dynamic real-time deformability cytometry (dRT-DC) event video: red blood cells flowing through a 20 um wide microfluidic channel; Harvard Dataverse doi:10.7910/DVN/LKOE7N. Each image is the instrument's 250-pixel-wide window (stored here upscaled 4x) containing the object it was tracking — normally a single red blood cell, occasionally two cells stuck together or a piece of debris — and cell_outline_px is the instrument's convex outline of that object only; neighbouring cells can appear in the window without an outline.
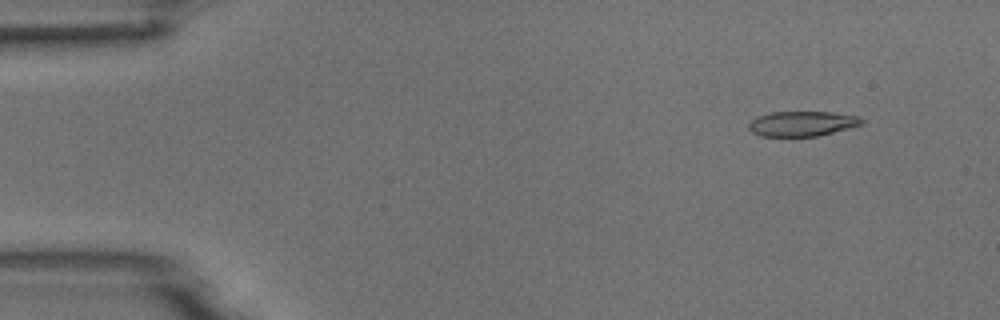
{"species": "common noctule bat (a hibernating species)", "species_latin": "Nyctalus noctula", "temperature_condition": "room temperature", "stored_images_in_passage": 4, "camera_frame_rate_fps": 3000, "um_per_image_px": 0.085, "animal": {"sex": "male", "body_mass_g": 18.8}, "frame": {"image": 1, "passage_image": 2, "time_ms": 0.333, "image_size_px": [1000, 320], "cell_outline_px": [[864, 124], [816, 136], [760, 136], [752, 132], [748, 128], [748, 124], [756, 116], [772, 112], [832, 112], [860, 116], [864, 120]], "centroid_in_image_um": [68.18, 10.5], "position_along_channel_um": 16.8, "area_um2": 16.47}}
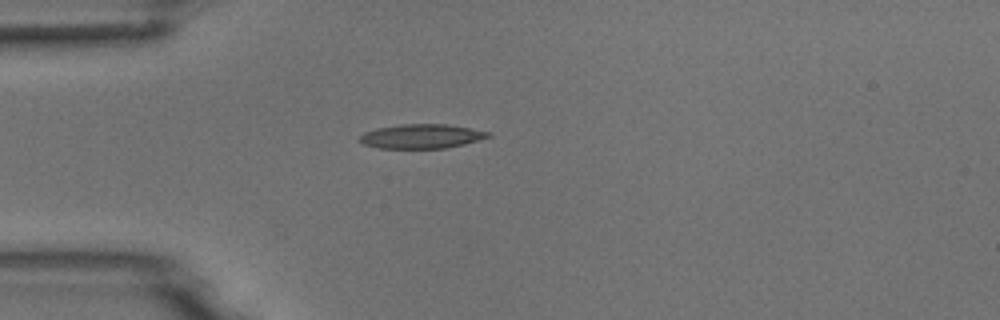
{"frame": {"image": 2, "passage_image": 4, "time_ms": 1.0, "image_size_px": [1000, 320], "cell_outline_px": [[492, 136], [464, 144], [444, 148], [376, 148], [364, 144], [360, 140], [360, 136], [364, 132], [376, 128], [400, 124], [448, 124], [492, 132]], "centroid_in_image_um": [35.84, 11.58], "position_along_channel_um": 49.2, "area_um2": 18.21}}